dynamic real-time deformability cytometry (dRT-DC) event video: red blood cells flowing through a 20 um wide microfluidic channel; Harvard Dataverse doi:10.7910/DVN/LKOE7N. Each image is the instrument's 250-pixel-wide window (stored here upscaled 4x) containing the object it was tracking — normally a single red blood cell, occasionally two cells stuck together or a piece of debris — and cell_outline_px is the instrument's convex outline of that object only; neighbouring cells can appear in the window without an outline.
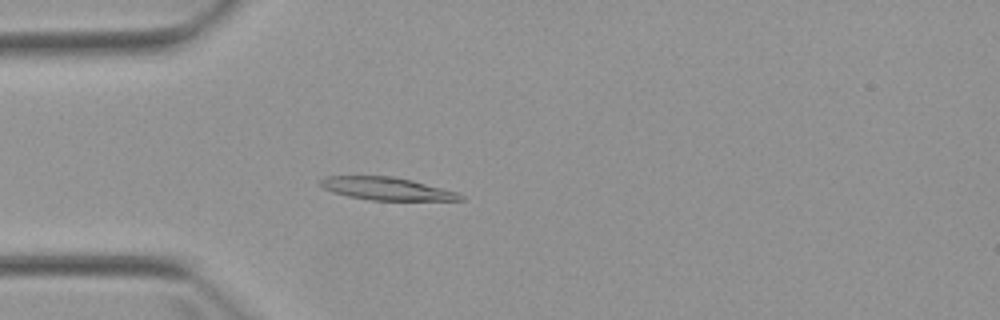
{"species": "Egyptian fruit bat (a non-hibernating species)", "species_latin": "Rousettus aegyptiacus", "temperature_condition": "warm", "stored_images_in_passage": 3, "camera_frame_rate_fps": 3000, "um_per_image_px": 0.085, "animal": {"sex": "female"}, "frame": {"image": 1, "passage_image": 3, "time_ms": 3.333, "image_size_px": [1000, 320], "cell_outline_px": [[464, 200], [372, 200], [348, 196], [332, 192], [324, 188], [320, 184], [320, 180], [324, 176], [392, 176], [412, 180], [456, 192], [464, 196]], "centroid_in_image_um": [32.84, 16.03], "position_along_channel_um": 52.2, "area_um2": 18.38}}